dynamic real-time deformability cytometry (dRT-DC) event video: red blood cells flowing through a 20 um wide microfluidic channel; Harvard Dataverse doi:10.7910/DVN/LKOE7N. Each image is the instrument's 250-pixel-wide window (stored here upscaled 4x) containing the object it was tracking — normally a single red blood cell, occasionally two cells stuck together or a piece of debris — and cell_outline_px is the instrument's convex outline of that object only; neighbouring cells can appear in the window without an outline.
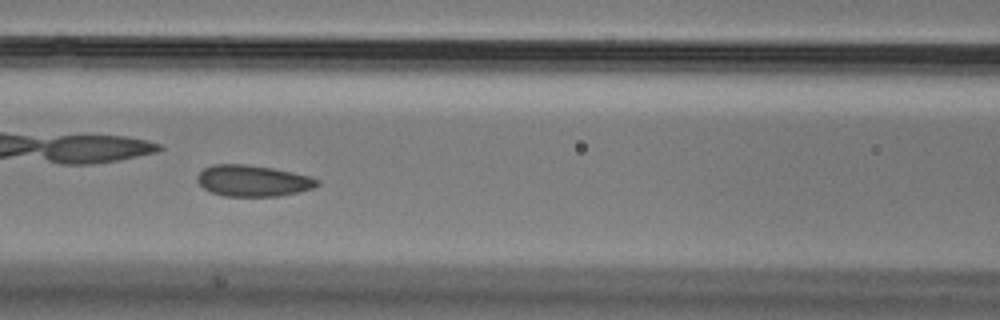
{"species": "Egyptian fruit bat (a non-hibernating species)", "species_latin": "Rousettus aegyptiacus", "temperature_condition": "cold", "stored_images_in_passage": 42, "camera_frame_rate_fps": 3000, "um_per_image_px": 0.085, "animal": {"sex": "male"}, "frame": {"image": 1, "passage_image": 13, "time_ms": 4.0, "image_size_px": [1000, 320], "cell_outline_px": [[320, 184], [312, 188], [280, 196], [224, 196], [212, 192], [204, 188], [196, 180], [196, 176], [204, 168], [212, 164], [248, 164], [272, 168], [292, 172], [308, 176], [320, 180]], "centroid_in_image_um": [21.47, 15.36], "position_along_channel_um": 145.1, "area_um2": 21.79}, "authors_computed_cell_mechanics": {"area_um2": 22.2819, "velocity_mm_per_s": 3.6271, "shape_relaxation_time_tau1_ms": 5.5245, "shape_relaxation_time_tau2_ms": 1.5491, "deformation_change_tau1": 0.108, "deformation_change_tau2": 0.041}}